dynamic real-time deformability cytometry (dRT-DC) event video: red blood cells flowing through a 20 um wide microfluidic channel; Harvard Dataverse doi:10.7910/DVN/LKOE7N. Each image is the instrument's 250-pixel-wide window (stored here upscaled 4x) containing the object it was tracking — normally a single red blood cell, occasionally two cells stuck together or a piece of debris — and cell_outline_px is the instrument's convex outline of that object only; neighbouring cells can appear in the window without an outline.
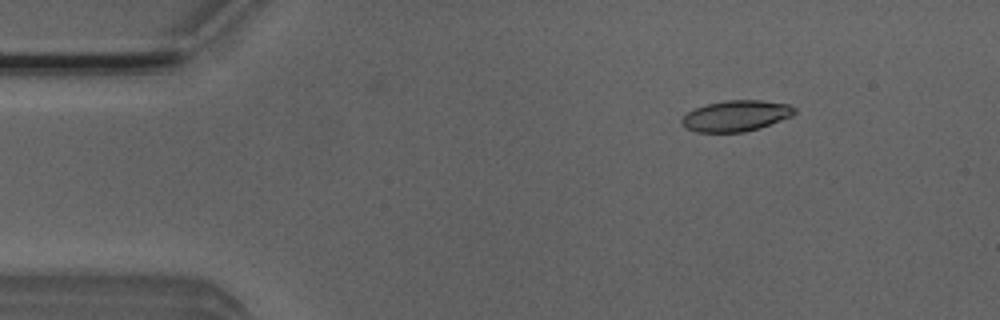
{"species": "Egyptian fruit bat (a non-hibernating species)", "species_latin": "Rousettus aegyptiacus", "temperature_condition": "room temperature", "stored_images_in_passage": 5, "camera_frame_rate_fps": 3000, "um_per_image_px": 0.085, "animal": {"sex": "male"}, "frame": {"image": 1, "passage_image": 2, "time_ms": 0.333, "image_size_px": [1000, 320], "cell_outline_px": [[796, 112], [792, 116], [760, 128], [744, 132], [696, 132], [688, 128], [680, 120], [688, 112], [696, 108], [708, 104], [724, 100], [760, 100], [788, 104], [796, 108]], "centroid_in_image_um": [62.6, 9.84], "position_along_channel_um": 22.4, "area_um2": 20.17}}